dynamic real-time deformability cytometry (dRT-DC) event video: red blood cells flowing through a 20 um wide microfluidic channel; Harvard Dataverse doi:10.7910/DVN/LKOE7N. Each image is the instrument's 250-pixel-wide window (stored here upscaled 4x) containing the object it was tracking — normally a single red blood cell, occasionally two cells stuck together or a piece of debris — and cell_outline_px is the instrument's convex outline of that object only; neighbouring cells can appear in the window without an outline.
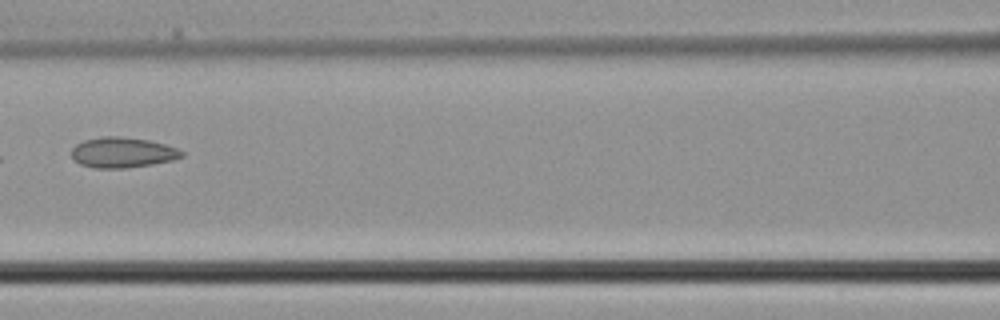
{"species": "common noctule bat (a hibernating species)", "species_latin": "Nyctalus noctula", "temperature_condition": "cold", "stored_images_in_passage": 6, "segment_of_instrument_passage": [1, 2], "camera_frame_rate_fps": 3000, "um_per_image_px": 0.085, "animal": {"sex": "male", "body_mass_g": 21.5, "forearm_length_mm": 52.0}, "frame": {"image": 1, "passage_image": 5, "time_ms": 1.333, "image_size_px": [1000, 320], "cell_outline_px": [[184, 156], [172, 160], [152, 164], [124, 168], [96, 168], [80, 164], [72, 156], [72, 148], [76, 144], [84, 140], [100, 136], [120, 136], [148, 140], [164, 144], [176, 148], [184, 152]], "centroid_in_image_um": [10.41, 12.95], "position_along_channel_um": 156.2, "area_um2": 19.42}}